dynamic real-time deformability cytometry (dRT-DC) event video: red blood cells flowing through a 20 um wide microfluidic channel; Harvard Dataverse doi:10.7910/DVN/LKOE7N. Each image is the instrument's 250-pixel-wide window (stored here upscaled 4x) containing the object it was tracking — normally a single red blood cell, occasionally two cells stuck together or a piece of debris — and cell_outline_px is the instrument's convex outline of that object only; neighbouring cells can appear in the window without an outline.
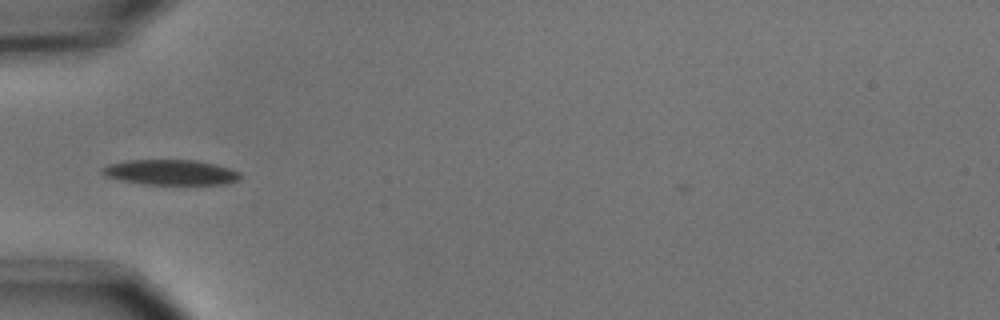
{"species": "common noctule bat (a hibernating species)", "species_latin": "Nyctalus noctula", "temperature_condition": "cold", "stored_images_in_passage": 17, "camera_frame_rate_fps": 3000, "um_per_image_px": 0.085, "animal": {"sex": "male", "body_mass_g": 15.6}, "frame": {"image": 1, "passage_image": 1, "time_ms": 0.0, "image_size_px": [1000, 320], "cell_outline_px": [[244, 176], [240, 180], [224, 184], [144, 184], [120, 180], [104, 176], [100, 172], [100, 168], [108, 164], [128, 160], [196, 160], [216, 164], [240, 172]], "centroid_in_image_um": [14.5, 14.64], "position_along_channel_um": 70.5, "area_um2": 20.52}}
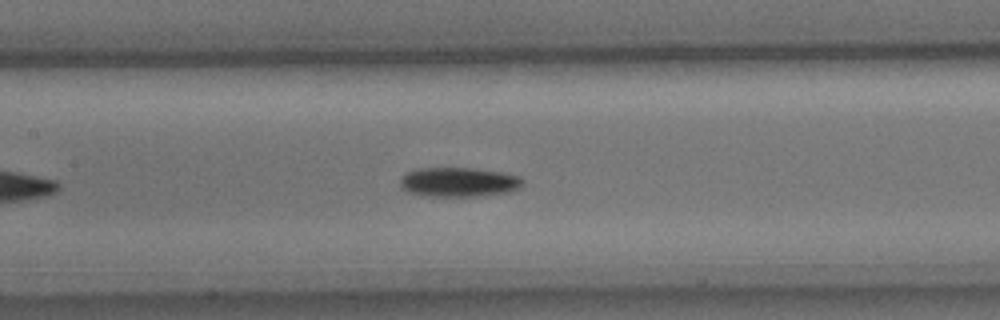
{"frame": {"image": 2, "passage_image": 9, "time_ms": 2.667, "image_size_px": [1000, 320], "cell_outline_px": [[524, 184], [520, 188], [508, 192], [480, 196], [420, 196], [408, 192], [400, 188], [400, 176], [404, 172], [420, 168], [472, 168], [504, 172], [520, 176], [524, 180]], "centroid_in_image_um": [38.97, 15.48], "position_along_channel_um": 168.4, "area_um2": 21.5}}
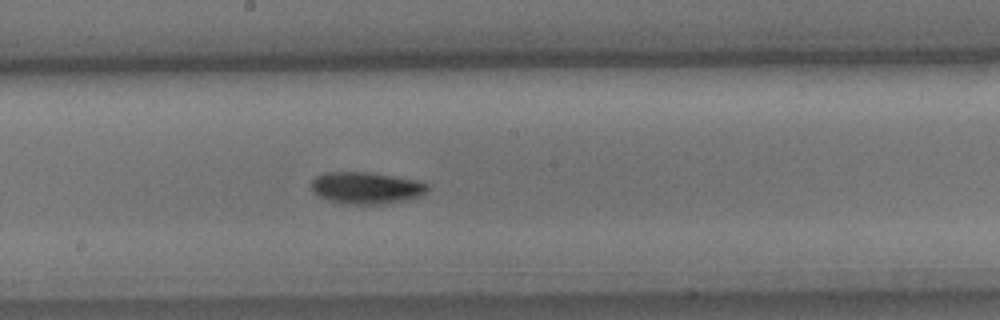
{"frame": {"image": 3, "passage_image": 13, "time_ms": 4.0, "image_size_px": [1000, 320], "cell_outline_px": [[428, 188], [420, 196], [408, 200], [392, 204], [348, 204], [328, 200], [312, 192], [312, 180], [316, 176], [324, 172], [368, 172], [420, 180], [428, 184]], "centroid_in_image_um": [31.15, 15.97], "position_along_channel_um": 217.0, "area_um2": 21.79}}